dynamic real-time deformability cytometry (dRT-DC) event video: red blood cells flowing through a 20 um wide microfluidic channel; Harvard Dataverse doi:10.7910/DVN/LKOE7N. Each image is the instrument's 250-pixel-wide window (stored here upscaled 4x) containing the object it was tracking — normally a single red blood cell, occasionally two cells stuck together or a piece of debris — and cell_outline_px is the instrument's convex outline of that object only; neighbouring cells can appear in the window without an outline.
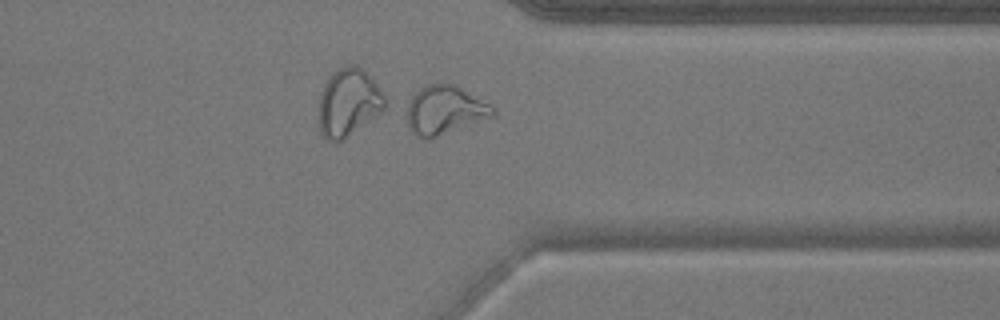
{"species": "common noctule bat (a hibernating species)", "species_latin": "Nyctalus noctula", "temperature_condition": "warm", "stored_images_in_passage": 36, "camera_frame_rate_fps": 3000, "um_per_image_px": 0.085, "animal": {"sex": "male", "body_mass_g": 17.9}, "frame": {"image": 1, "passage_image": 26, "time_ms": 8.333, "image_size_px": [1000, 320], "cell_outline_px": [[496, 112], [492, 116], [432, 140], [428, 140], [416, 136], [408, 128], [408, 104], [412, 96], [424, 84], [456, 84], [492, 104], [496, 108]], "centroid_in_image_um": [37.83, 9.37], "position_along_channel_um": 373.6, "area_um2": 24.8}}